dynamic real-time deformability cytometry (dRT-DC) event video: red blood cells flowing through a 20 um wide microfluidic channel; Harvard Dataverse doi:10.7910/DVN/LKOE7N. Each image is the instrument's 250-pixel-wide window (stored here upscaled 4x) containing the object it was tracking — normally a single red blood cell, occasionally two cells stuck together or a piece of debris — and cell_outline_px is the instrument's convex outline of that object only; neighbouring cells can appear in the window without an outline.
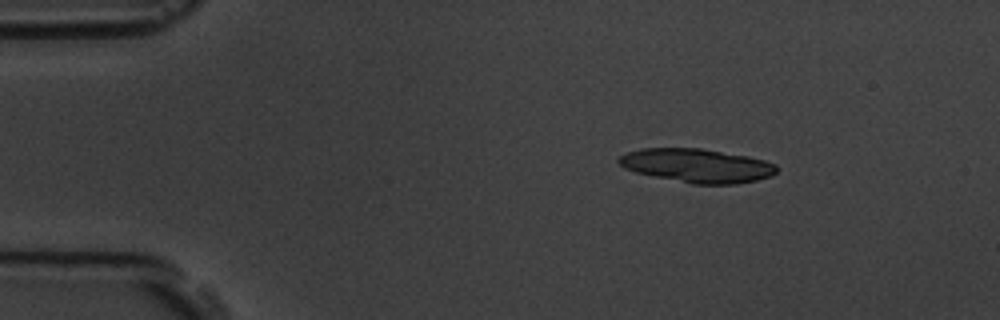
{"species": "common noctule bat (a hibernating species)", "species_latin": "Nyctalus noctula", "temperature_condition": "room temperature", "stored_images_in_passage": 9, "segment_of_instrument_passage": [1, 2], "camera_frame_rate_fps": 3000, "um_per_image_px": 0.085, "animal": {"sex": "male", "body_mass_g": 19.5, "forearm_length_mm": 54.6}, "frame": {"image": 1, "passage_image": 1, "time_ms": 0.0, "image_size_px": [1000, 320], "cell_outline_px": [[776, 172], [772, 176], [756, 180], [736, 184], [692, 184], [636, 172], [624, 168], [616, 160], [620, 156], [628, 152], [640, 148], [700, 148], [748, 156], [764, 160], [776, 164]], "centroid_in_image_um": [59.25, 14.07], "position_along_channel_um": 25.8, "area_um2": 30.98}}